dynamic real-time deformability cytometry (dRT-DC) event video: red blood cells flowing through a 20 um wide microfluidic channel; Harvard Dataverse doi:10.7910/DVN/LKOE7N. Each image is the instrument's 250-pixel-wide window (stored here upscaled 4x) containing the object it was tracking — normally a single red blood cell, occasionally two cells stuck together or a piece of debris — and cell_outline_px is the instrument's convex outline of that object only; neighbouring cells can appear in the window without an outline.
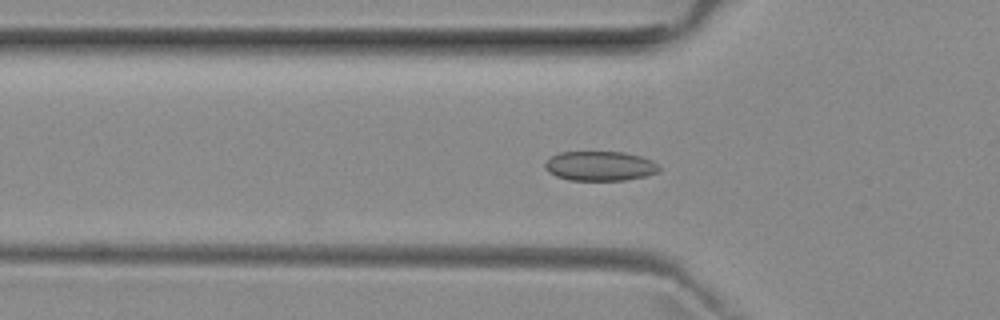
{"species": "common noctule bat (a hibernating species)", "species_latin": "Nyctalus noctula", "temperature_condition": "room temperature", "stored_images_in_passage": 42, "camera_frame_rate_fps": 3000, "um_per_image_px": 0.085, "animal": {"sex": "female", "body_mass_g": 29.2, "forearm_length_mm": 56.3}, "frame": {"image": 1, "passage_image": 6, "time_ms": 1.667, "image_size_px": [1000, 320], "cell_outline_px": [[660, 168], [656, 172], [644, 176], [624, 180], [568, 180], [556, 176], [548, 172], [544, 164], [552, 156], [560, 152], [624, 152], [640, 156], [652, 160]], "centroid_in_image_um": [50.97, 14.11], "position_along_channel_um": 74.8, "area_um2": 19.48}}
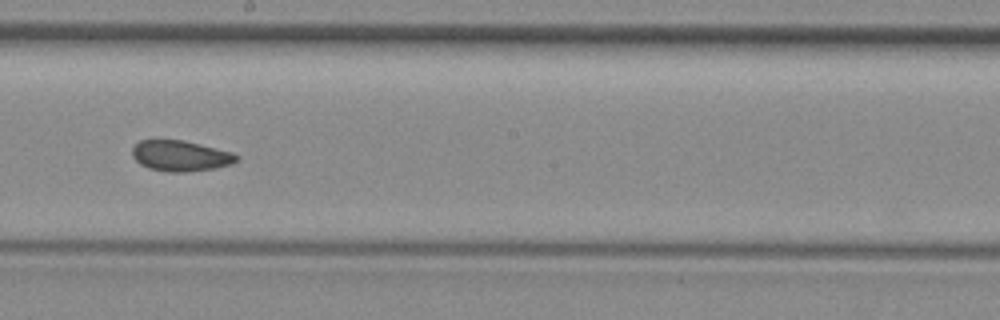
{"frame": {"image": 2, "passage_image": 18, "time_ms": 5.667, "image_size_px": [1000, 320], "cell_outline_px": [[240, 160], [232, 164], [212, 168], [184, 172], [168, 172], [148, 168], [140, 164], [132, 156], [132, 148], [140, 140], [184, 140], [232, 152], [240, 156]], "centroid_in_image_um": [15.35, 13.24], "position_along_channel_um": 232.8, "area_um2": 18.67}}
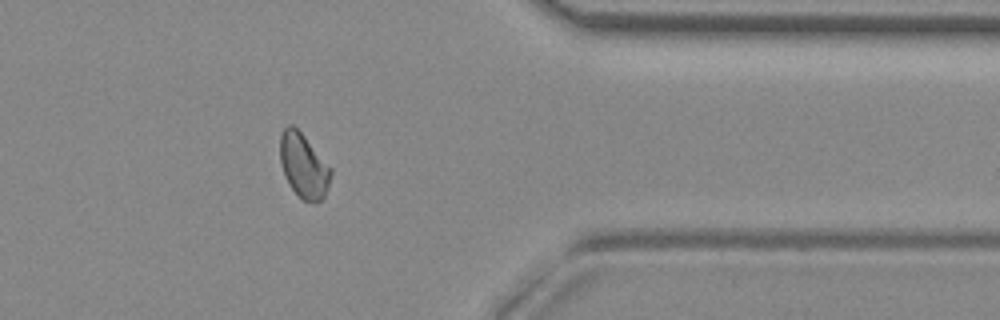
{"frame": {"image": 3, "passage_image": 31, "time_ms": 10.0, "image_size_px": [1000, 320], "cell_outline_px": [[332, 172], [324, 196], [316, 204], [312, 204], [300, 200], [288, 184], [284, 176], [280, 164], [280, 136], [284, 128], [288, 124], [292, 124], [304, 136], [332, 168]], "centroid_in_image_um": [25.78, 14.13], "position_along_channel_um": 385.6, "area_um2": 19.31}, "authors_computed_cell_mechanics": {"area_um2": 18.9584, "velocity_mm_per_s": 3.9411, "shape_relaxation_time_tau1_ms": null, "shape_relaxation_time_tau2_ms": 1.5249, "deformation_change_tau1": null, "deformation_change_tau2": 0.0587}}